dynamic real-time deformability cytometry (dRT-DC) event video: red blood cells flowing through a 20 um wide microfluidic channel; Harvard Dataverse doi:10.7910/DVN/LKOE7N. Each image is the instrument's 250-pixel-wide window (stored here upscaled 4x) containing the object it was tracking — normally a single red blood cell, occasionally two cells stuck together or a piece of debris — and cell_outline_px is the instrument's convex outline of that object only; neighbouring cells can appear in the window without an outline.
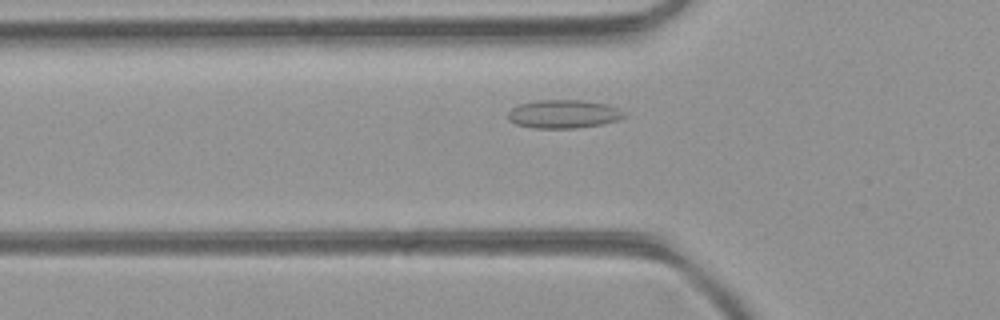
{"species": "common noctule bat (a hibernating species)", "species_latin": "Nyctalus noctula", "temperature_condition": "room temperature", "stored_images_in_passage": 39, "camera_frame_rate_fps": 3000, "um_per_image_px": 0.085, "animal": {"sex": "female", "body_mass_g": 21.9}, "frame": {"image": 1, "passage_image": 3, "time_ms": 0.667, "image_size_px": [1000, 320], "cell_outline_px": [[624, 116], [616, 120], [600, 124], [576, 128], [532, 128], [516, 124], [508, 120], [508, 112], [512, 108], [520, 104], [536, 100], [580, 100], [608, 104], [624, 112]], "centroid_in_image_um": [47.85, 9.69], "position_along_channel_um": 78.0, "area_um2": 19.07}}
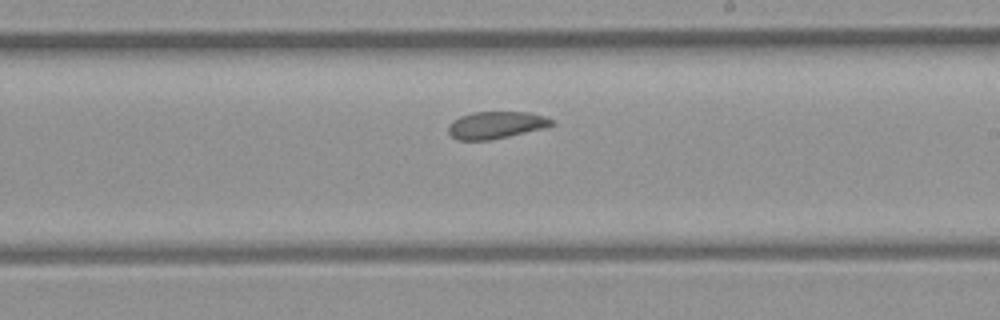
{"frame": {"image": 2, "passage_image": 16, "time_ms": 5.0, "image_size_px": [1000, 320], "cell_outline_px": [[556, 124], [544, 128], [508, 136], [488, 140], [456, 140], [448, 132], [448, 124], [452, 120], [460, 116], [472, 112], [528, 112], [544, 116], [556, 120]], "centroid_in_image_um": [42.16, 10.62], "position_along_channel_um": 246.8, "area_um2": 16.47}}
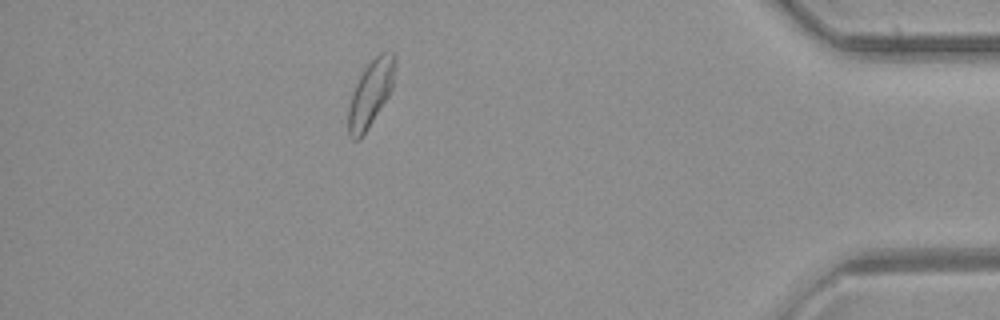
{"frame": {"image": 3, "passage_image": 32, "time_ms": 10.333, "image_size_px": [1000, 320], "cell_outline_px": [[396, 64], [392, 88], [388, 96], [360, 140], [352, 140], [348, 136], [348, 108], [352, 92], [364, 68], [380, 52], [392, 52], [396, 56]], "centroid_in_image_um": [31.5, 7.94], "position_along_channel_um": 403.7, "area_um2": 17.98}}